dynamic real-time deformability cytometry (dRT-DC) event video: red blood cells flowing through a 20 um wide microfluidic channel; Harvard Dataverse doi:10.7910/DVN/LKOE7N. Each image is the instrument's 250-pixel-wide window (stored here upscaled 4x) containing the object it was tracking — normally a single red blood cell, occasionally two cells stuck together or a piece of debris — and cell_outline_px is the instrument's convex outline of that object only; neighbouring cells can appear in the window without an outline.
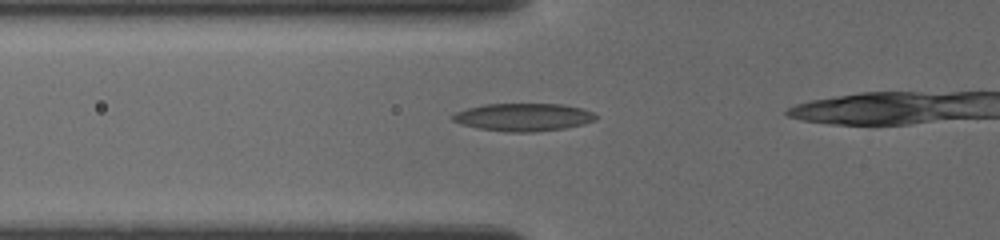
{"species": "common noctule bat (a hibernating species)", "species_latin": "Nyctalus noctula", "temperature_condition": "cold", "stored_images_in_passage": 26, "camera_frame_rate_fps": 3000, "um_per_image_px": 0.085, "animal": {"sex": "female", "body_mass_g": 19.5, "forearm_length_mm": 54.1}, "frame": {"image": 1, "passage_image": 4, "time_ms": 1.667, "image_size_px": [1000, 240], "cell_outline_px": [[596, 120], [584, 124], [564, 128], [532, 132], [508, 132], [480, 128], [464, 124], [452, 120], [452, 116], [456, 112], [468, 108], [484, 104], [564, 104], [580, 108], [592, 112], [596, 116]], "centroid_in_image_um": [44.51, 9.95], "position_along_channel_um": 81.3, "area_um2": 22.89}}
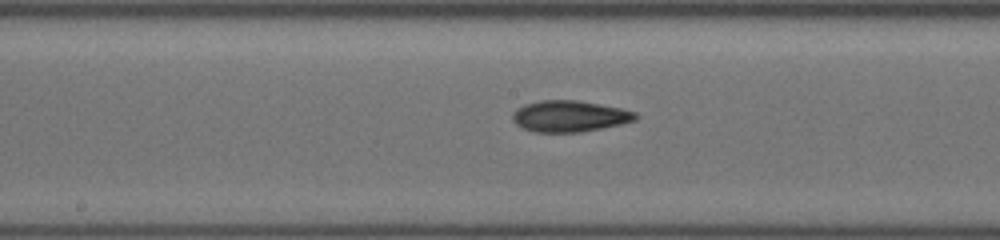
{"frame": {"image": 2, "passage_image": 13, "time_ms": 4.667, "image_size_px": [1000, 240], "cell_outline_px": [[640, 116], [636, 120], [620, 124], [600, 128], [576, 132], [536, 132], [524, 128], [516, 124], [512, 120], [512, 112], [516, 108], [524, 104], [540, 100], [576, 100], [600, 104], [620, 108], [636, 112]], "centroid_in_image_um": [48.39, 9.86], "position_along_channel_um": 199.8, "area_um2": 22.37}}
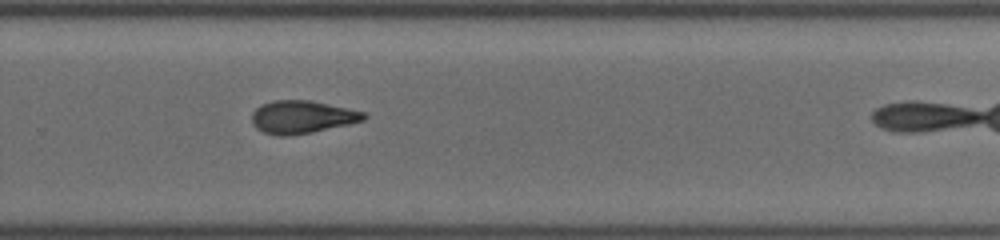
{"frame": {"image": 3, "passage_image": 24, "time_ms": 7.333, "image_size_px": [1000, 240], "cell_outline_px": [[368, 116], [364, 120], [348, 124], [312, 132], [288, 136], [276, 136], [264, 132], [256, 128], [252, 124], [252, 112], [260, 104], [272, 100], [308, 100], [348, 108], [364, 112]], "centroid_in_image_um": [25.63, 9.94], "position_along_channel_um": 304.2, "area_um2": 21.44}}